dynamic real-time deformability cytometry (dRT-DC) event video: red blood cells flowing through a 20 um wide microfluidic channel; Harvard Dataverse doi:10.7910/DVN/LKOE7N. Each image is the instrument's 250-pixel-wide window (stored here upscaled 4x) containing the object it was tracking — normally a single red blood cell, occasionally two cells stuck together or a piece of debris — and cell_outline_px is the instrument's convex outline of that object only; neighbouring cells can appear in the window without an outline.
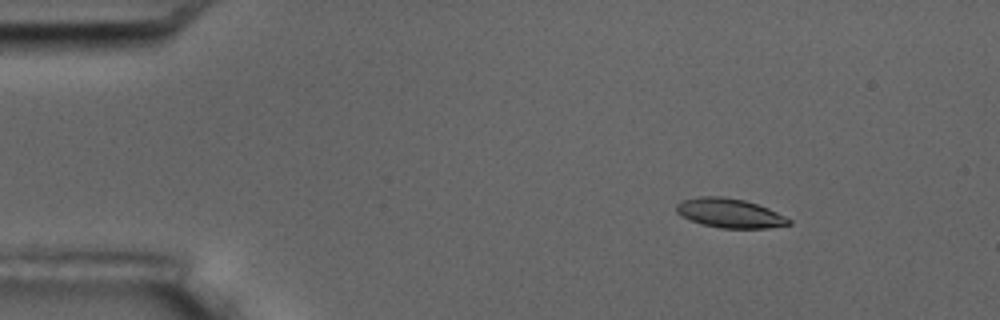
{"species": "common noctule bat (a hibernating species)", "species_latin": "Nyctalus noctula", "temperature_condition": "room temperature", "stored_images_in_passage": 3, "camera_frame_rate_fps": 3000, "um_per_image_px": 0.085, "animal": {"sex": "male", "body_mass_g": 17.5, "forearm_length_mm": 52.3}, "frame": {"image": 1, "passage_image": 1, "time_ms": 0.0, "image_size_px": [1000, 320], "cell_outline_px": [[792, 224], [768, 228], [720, 228], [704, 224], [692, 220], [676, 212], [676, 204], [680, 200], [700, 196], [720, 196], [744, 200], [768, 208], [792, 220]], "centroid_in_image_um": [62.03, 18.11], "position_along_channel_um": 23.0, "area_um2": 19.02}}